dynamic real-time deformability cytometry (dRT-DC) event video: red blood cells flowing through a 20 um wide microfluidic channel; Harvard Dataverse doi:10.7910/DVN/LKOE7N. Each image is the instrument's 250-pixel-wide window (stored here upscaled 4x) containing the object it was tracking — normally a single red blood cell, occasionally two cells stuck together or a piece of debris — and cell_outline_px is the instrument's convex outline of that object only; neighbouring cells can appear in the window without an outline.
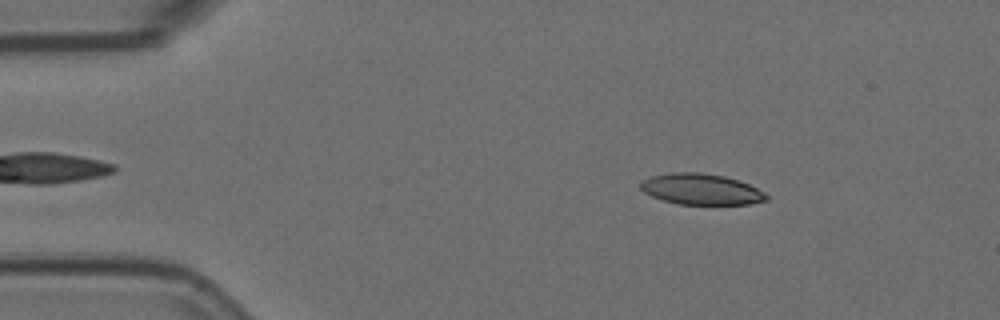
{"species": "Egyptian fruit bat (a non-hibernating species)", "species_latin": "Rousettus aegyptiacus", "temperature_condition": "room temperature", "stored_images_in_passage": 56, "camera_frame_rate_fps": 3000, "um_per_image_px": 0.085, "animal": {"sex": "female"}, "frame": {"image": 1, "passage_image": 8, "time_ms": 2.333, "image_size_px": [1000, 320], "cell_outline_px": [[768, 200], [752, 204], [680, 204], [664, 200], [652, 196], [644, 192], [640, 188], [640, 180], [652, 176], [672, 172], [700, 172], [724, 176], [748, 184], [764, 192], [768, 196]], "centroid_in_image_um": [59.58, 16.08], "position_along_channel_um": 25.4, "area_um2": 22.6}}
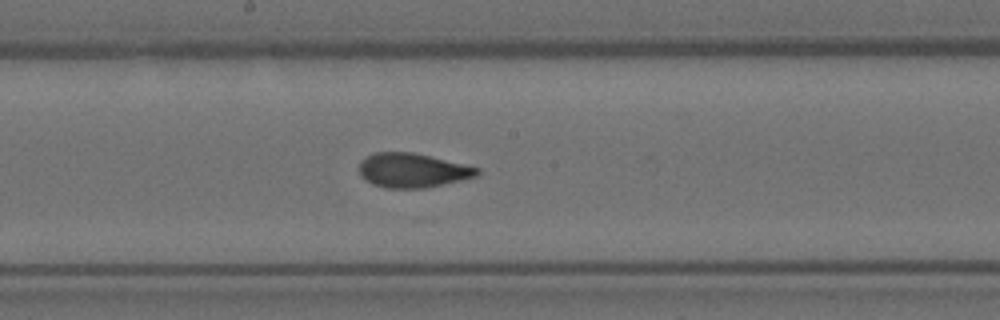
{"frame": {"image": 2, "passage_image": 29, "time_ms": 9.333, "image_size_px": [1000, 320], "cell_outline_px": [[480, 172], [476, 176], [460, 180], [424, 188], [384, 188], [372, 184], [364, 180], [360, 176], [360, 160], [364, 156], [376, 152], [412, 152], [480, 168]], "centroid_in_image_um": [35.0, 14.48], "position_along_channel_um": 213.2, "area_um2": 23.52}}
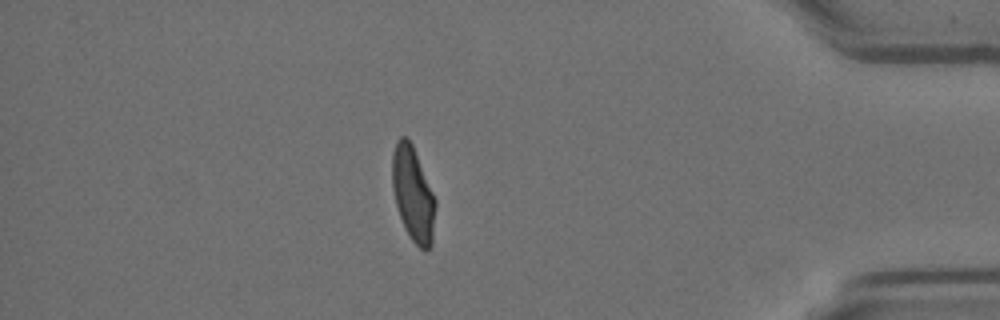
{"frame": {"image": 3, "passage_image": 48, "time_ms": 15.667, "image_size_px": [1000, 320], "cell_outline_px": [[436, 204], [432, 244], [428, 248], [420, 248], [412, 240], [400, 216], [396, 204], [392, 188], [392, 152], [396, 140], [400, 136], [408, 136], [412, 144], [436, 200]], "centroid_in_image_um": [35.1, 16.43], "position_along_channel_um": 400.1, "area_um2": 23.58}}